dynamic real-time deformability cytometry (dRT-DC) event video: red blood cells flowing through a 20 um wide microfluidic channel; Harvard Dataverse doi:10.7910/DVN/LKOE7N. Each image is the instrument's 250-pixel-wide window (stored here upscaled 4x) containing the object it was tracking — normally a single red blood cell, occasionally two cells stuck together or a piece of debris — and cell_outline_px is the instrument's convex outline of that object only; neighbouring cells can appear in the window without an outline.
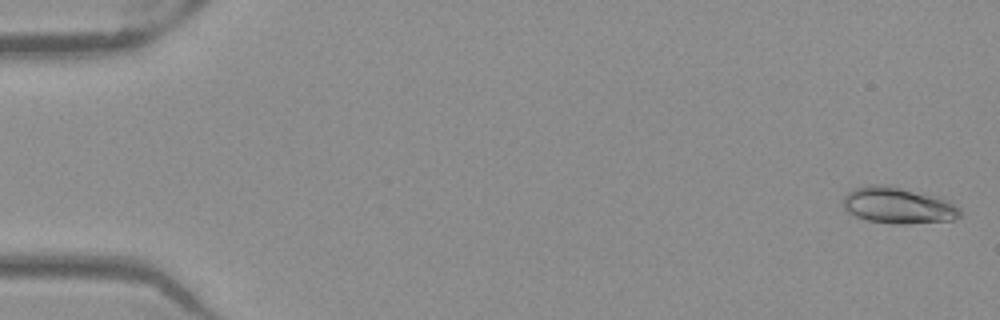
{"species": "Egyptian fruit bat (a non-hibernating species)", "species_latin": "Rousettus aegyptiacus", "temperature_condition": "warm", "stored_images_in_passage": 52, "camera_frame_rate_fps": 3000, "um_per_image_px": 0.085, "frame": {"image": 1, "passage_image": 2, "time_ms": 0.333, "image_size_px": [1000, 320], "cell_outline_px": [[960, 216], [952, 220], [904, 224], [892, 224], [868, 220], [856, 216], [848, 212], [844, 208], [844, 196], [852, 188], [868, 184], [876, 184], [900, 188], [936, 196], [948, 200], [960, 208]], "centroid_in_image_um": [76.32, 17.46], "position_along_channel_um": 8.7, "area_um2": 24.57}}
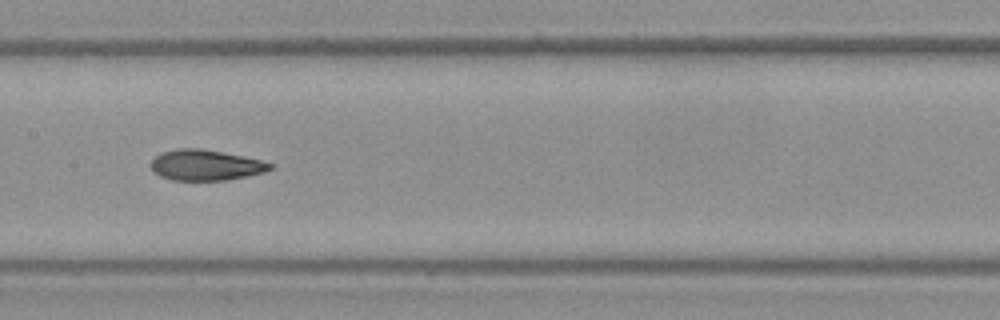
{"frame": {"image": 2, "passage_image": 27, "time_ms": 8.667, "image_size_px": [1000, 320], "cell_outline_px": [[276, 164], [272, 168], [264, 172], [248, 176], [224, 180], [172, 180], [160, 176], [152, 172], [152, 160], [160, 152], [176, 148], [200, 148], [260, 160]], "centroid_in_image_um": [17.46, 14.03], "position_along_channel_um": 189.9, "area_um2": 21.21}}
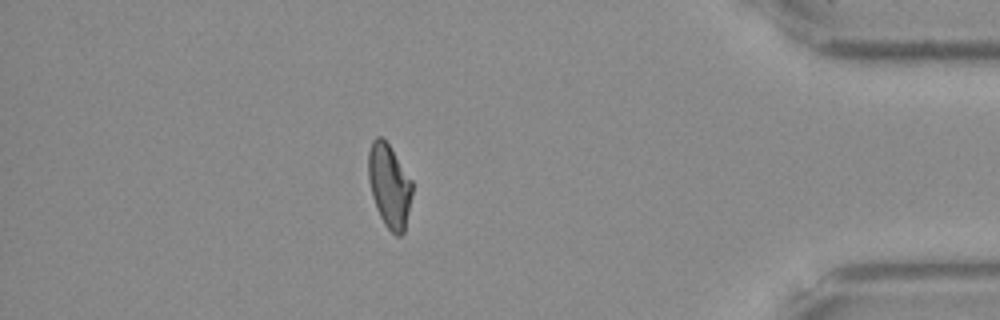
{"frame": {"image": 3, "passage_image": 46, "time_ms": 15.0, "image_size_px": [1000, 320], "cell_outline_px": [[412, 196], [404, 232], [400, 236], [396, 236], [384, 224], [376, 208], [372, 196], [368, 180], [368, 152], [372, 140], [376, 136], [380, 136], [388, 144], [412, 180]], "centroid_in_image_um": [33.08, 15.8], "position_along_channel_um": 402.1, "area_um2": 21.33}, "authors_computed_cell_mechanics": {"area_um2": 21.8484, "velocity_mm_per_s": 3.9728, "shape_relaxation_time_tau1_ms": 5.6077, "shape_relaxation_time_tau2_ms": 1.7341, "deformation_change_tau1": 0.1897, "deformation_change_tau2": 0.0655}}